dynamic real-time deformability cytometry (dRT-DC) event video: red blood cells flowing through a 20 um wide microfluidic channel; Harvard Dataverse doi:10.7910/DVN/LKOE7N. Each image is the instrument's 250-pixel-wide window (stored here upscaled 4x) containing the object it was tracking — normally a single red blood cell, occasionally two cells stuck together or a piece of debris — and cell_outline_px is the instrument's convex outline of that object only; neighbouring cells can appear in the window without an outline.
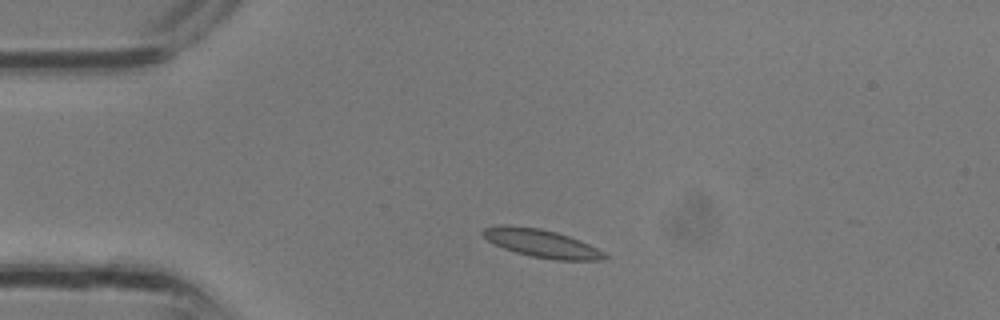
{"species": "common noctule bat (a hibernating species)", "species_latin": "Nyctalus noctula", "temperature_condition": "room temperature", "stored_images_in_passage": 1, "camera_frame_rate_fps": 3000, "um_per_image_px": 0.085, "animal": {"sex": "male", "body_mass_g": 13.3}, "frame": {"image": 1, "passage_image": 1, "time_ms": 0.0, "image_size_px": [1000, 320], "cell_outline_px": [[608, 256], [604, 260], [556, 260], [532, 256], [516, 252], [504, 248], [488, 240], [480, 232], [484, 228], [504, 224], [540, 228], [556, 232], [580, 240], [604, 252]], "centroid_in_image_um": [46.04, 20.68], "position_along_channel_um": 39.0, "area_um2": 19.65}}